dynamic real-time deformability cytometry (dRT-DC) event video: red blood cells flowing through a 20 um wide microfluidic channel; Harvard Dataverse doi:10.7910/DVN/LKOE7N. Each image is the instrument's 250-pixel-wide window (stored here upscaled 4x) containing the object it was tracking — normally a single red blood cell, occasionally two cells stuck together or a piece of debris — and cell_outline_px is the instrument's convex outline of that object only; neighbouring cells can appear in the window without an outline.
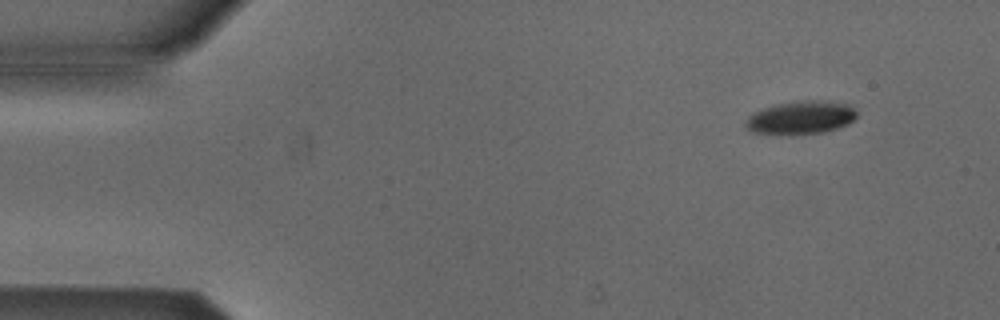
{"species": "Egyptian fruit bat (a non-hibernating species)", "species_latin": "Rousettus aegyptiacus", "temperature_condition": "cold", "stored_images_in_passage": 4, "camera_frame_rate_fps": 3000, "um_per_image_px": 0.085, "animal": {"sex": "male"}, "frame": {"image": 1, "passage_image": 1, "time_ms": 0.0, "image_size_px": [1000, 320], "cell_outline_px": [[856, 116], [852, 120], [836, 128], [820, 132], [752, 132], [744, 124], [748, 116], [764, 108], [780, 104], [804, 100], [828, 100], [852, 104], [856, 112]], "centroid_in_image_um": [68.13, 9.93], "position_along_channel_um": 16.9, "area_um2": 20.52}}